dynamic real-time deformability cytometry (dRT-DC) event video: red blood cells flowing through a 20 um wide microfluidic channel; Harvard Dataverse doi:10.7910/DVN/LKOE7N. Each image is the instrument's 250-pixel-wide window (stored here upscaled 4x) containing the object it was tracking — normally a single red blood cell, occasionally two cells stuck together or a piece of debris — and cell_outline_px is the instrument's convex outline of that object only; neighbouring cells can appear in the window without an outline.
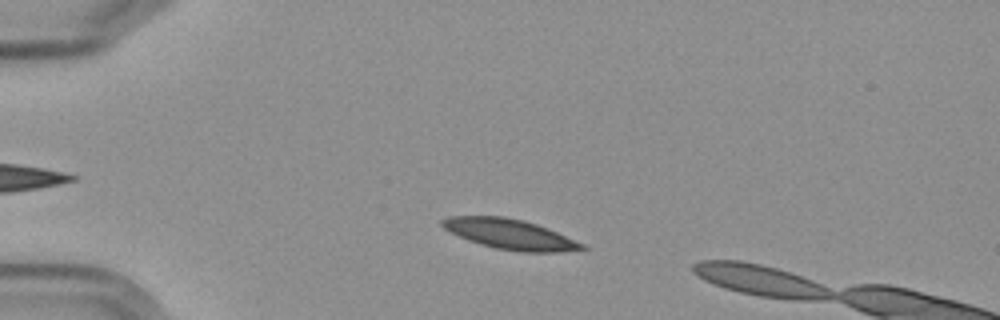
{"species": "Egyptian fruit bat (a non-hibernating species)", "species_latin": "Rousettus aegyptiacus", "temperature_condition": "cold", "stored_images_in_passage": 3, "camera_frame_rate_fps": 3000, "um_per_image_px": 0.085, "frame": {"image": 1, "passage_image": 2, "time_ms": 1.0, "image_size_px": [1000, 320], "cell_outline_px": [[588, 248], [560, 252], [520, 252], [496, 248], [480, 244], [468, 240], [444, 228], [440, 224], [440, 220], [448, 216], [504, 216], [524, 220], [548, 228], [584, 244]], "centroid_in_image_um": [43.34, 19.9], "position_along_channel_um": 41.7, "area_um2": 24.45}}